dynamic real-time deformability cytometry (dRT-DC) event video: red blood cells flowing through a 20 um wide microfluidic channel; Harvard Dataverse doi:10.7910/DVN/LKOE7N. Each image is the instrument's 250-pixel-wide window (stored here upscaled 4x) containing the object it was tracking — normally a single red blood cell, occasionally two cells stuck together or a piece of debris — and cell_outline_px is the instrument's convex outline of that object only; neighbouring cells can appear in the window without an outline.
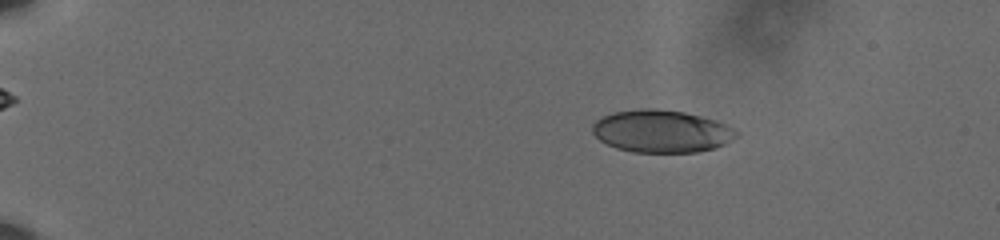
{"species": "human", "species_latin": "Homo sapiens", "temperature_condition": "cold", "stored_images_in_passage": 59, "camera_frame_rate_fps": 3000, "um_per_image_px": 0.085, "donor": {"sex": "male"}, "frame": {"image": 1, "passage_image": 11, "time_ms": 3.333, "image_size_px": [1000, 240], "cell_outline_px": [[740, 132], [736, 136], [724, 144], [712, 148], [696, 152], [632, 152], [616, 148], [600, 140], [592, 132], [592, 124], [600, 116], [612, 112], [636, 108], [656, 108], [684, 112], [716, 120]], "centroid_in_image_um": [56.17, 11.14], "position_along_channel_um": 28.8, "area_um2": 35.72}}
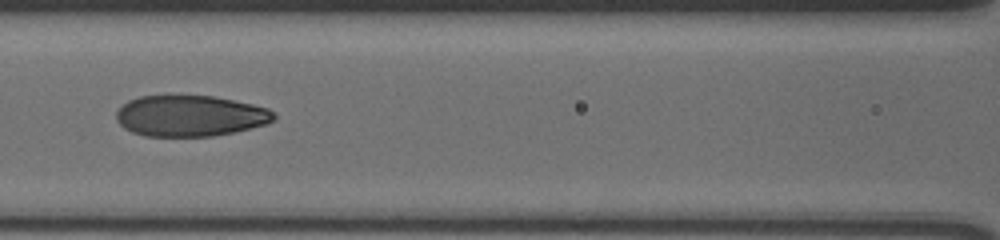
{"frame": {"image": 2, "passage_image": 30, "time_ms": 9.667, "image_size_px": [1000, 240], "cell_outline_px": [[276, 116], [268, 124], [232, 132], [212, 136], [144, 136], [132, 132], [124, 128], [116, 120], [116, 112], [128, 100], [140, 96], [212, 96], [252, 104], [268, 108]], "centroid_in_image_um": [16.14, 9.85], "position_along_channel_um": 150.5, "area_um2": 37.45}}
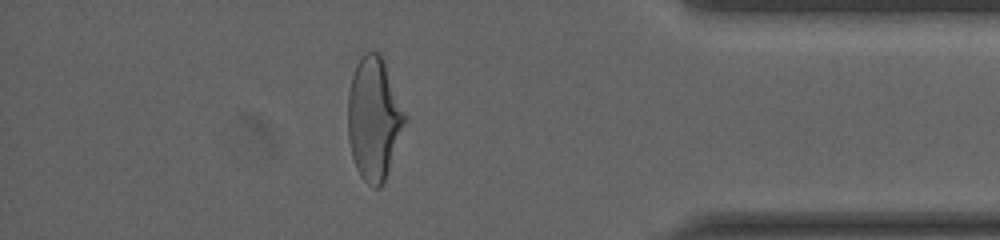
{"frame": {"image": 3, "passage_image": 53, "time_ms": 17.333, "image_size_px": [1000, 240], "cell_outline_px": [[408, 120], [384, 180], [380, 188], [376, 188], [368, 184], [360, 176], [356, 168], [352, 156], [348, 140], [348, 92], [352, 76], [356, 64], [364, 52], [380, 52], [384, 60]], "centroid_in_image_um": [31.78, 10.07], "position_along_channel_um": 403.4, "area_um2": 40.81}, "authors_computed_cell_mechanics": {"area_um2": 38.0902, "velocity_mm_per_s": 3.616, "shape_relaxation_time_tau1_ms": 5.8258, "shape_relaxation_time_tau2_ms": 1.0947, "deformation_change_tau1": 0.1939, "deformation_change_tau2": 0.0702}}